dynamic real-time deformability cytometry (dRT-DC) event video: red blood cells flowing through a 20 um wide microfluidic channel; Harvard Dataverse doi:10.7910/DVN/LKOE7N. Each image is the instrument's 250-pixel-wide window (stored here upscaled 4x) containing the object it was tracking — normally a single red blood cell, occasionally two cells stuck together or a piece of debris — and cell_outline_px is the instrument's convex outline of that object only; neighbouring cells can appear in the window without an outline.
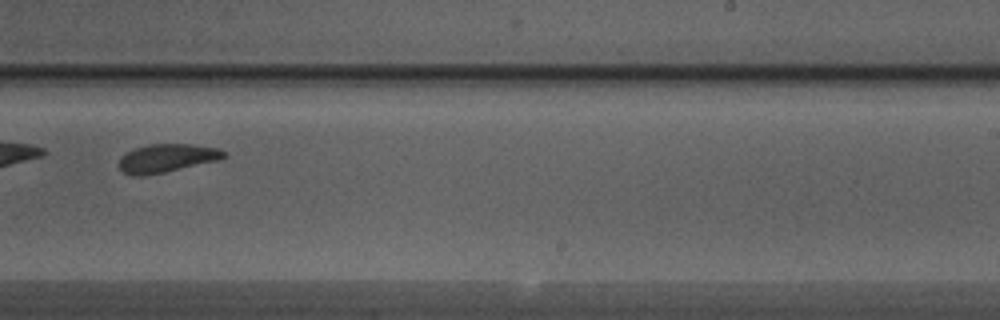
{"species": "Egyptian fruit bat (a non-hibernating species)", "species_latin": "Rousettus aegyptiacus", "temperature_condition": "warm", "stored_images_in_passage": 30, "camera_frame_rate_fps": 3000, "um_per_image_px": 0.085, "animal": {"sex": "male"}, "frame": {"image": 1, "passage_image": 18, "time_ms": 5.667, "image_size_px": [1000, 320], "cell_outline_px": [[228, 156], [220, 160], [164, 172], [144, 176], [132, 176], [120, 172], [120, 156], [136, 148], [148, 144], [192, 144], [220, 148], [228, 152]], "centroid_in_image_um": [14.22, 13.44], "position_along_channel_um": 274.8, "area_um2": 17.57}}